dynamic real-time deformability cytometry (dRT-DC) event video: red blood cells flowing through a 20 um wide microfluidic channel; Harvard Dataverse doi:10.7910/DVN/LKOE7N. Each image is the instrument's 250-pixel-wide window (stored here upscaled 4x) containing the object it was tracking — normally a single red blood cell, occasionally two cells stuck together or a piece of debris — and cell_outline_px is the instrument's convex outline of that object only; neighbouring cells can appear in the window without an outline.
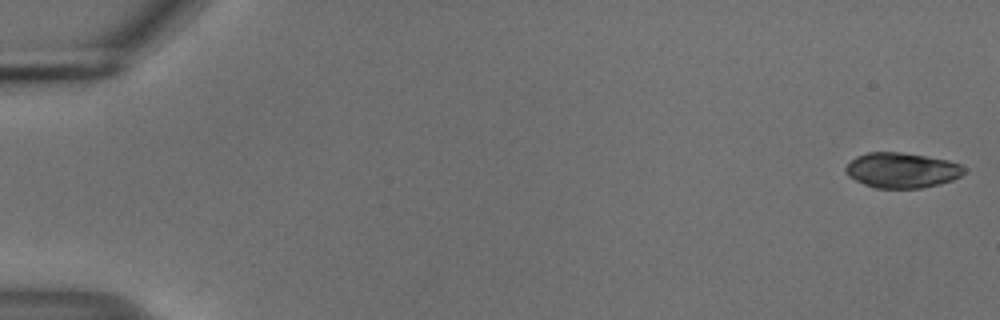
{"species": "common noctule bat (a hibernating species)", "species_latin": "Nyctalus noctula", "temperature_condition": "cold", "stored_images_in_passage": 54, "camera_frame_rate_fps": 3000, "um_per_image_px": 0.085, "animal": {"sex": "male", "body_mass_g": 18.8}, "frame": {"image": 1, "passage_image": 1, "time_ms": 0.0, "image_size_px": [1000, 320], "cell_outline_px": [[964, 172], [960, 176], [952, 180], [940, 184], [920, 188], [876, 188], [864, 184], [848, 176], [844, 172], [844, 168], [856, 156], [868, 152], [900, 152], [948, 160], [960, 164], [964, 168]], "centroid_in_image_um": [76.63, 14.47], "position_along_channel_um": 8.4, "area_um2": 24.22}}
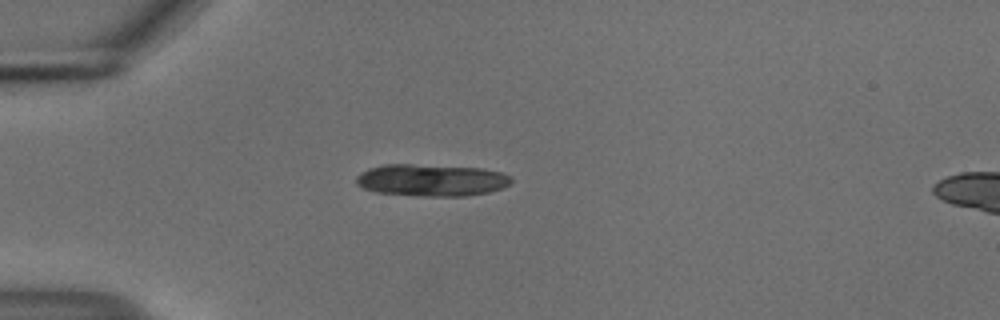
{"frame": {"image": 2, "passage_image": 15, "time_ms": 4.667, "image_size_px": [1000, 320], "cell_outline_px": [[512, 180], [508, 184], [500, 188], [488, 192], [464, 196], [420, 196], [376, 192], [364, 188], [356, 184], [356, 176], [360, 172], [368, 168], [384, 164], [412, 164], [484, 168], [500, 172], [512, 176]], "centroid_in_image_um": [36.64, 15.3], "position_along_channel_um": 48.4, "area_um2": 29.02}, "authors_computed_cell_mechanics": {"area_um2": 24.3049, "velocity_mm_per_s": 3.7351, "shape_relaxation_time_tau1_ms": 5.2844, "shape_relaxation_time_tau2_ms": 2.3411, "deformation_change_tau1": 0.1253, "deformation_change_tau2": 0.0784}}